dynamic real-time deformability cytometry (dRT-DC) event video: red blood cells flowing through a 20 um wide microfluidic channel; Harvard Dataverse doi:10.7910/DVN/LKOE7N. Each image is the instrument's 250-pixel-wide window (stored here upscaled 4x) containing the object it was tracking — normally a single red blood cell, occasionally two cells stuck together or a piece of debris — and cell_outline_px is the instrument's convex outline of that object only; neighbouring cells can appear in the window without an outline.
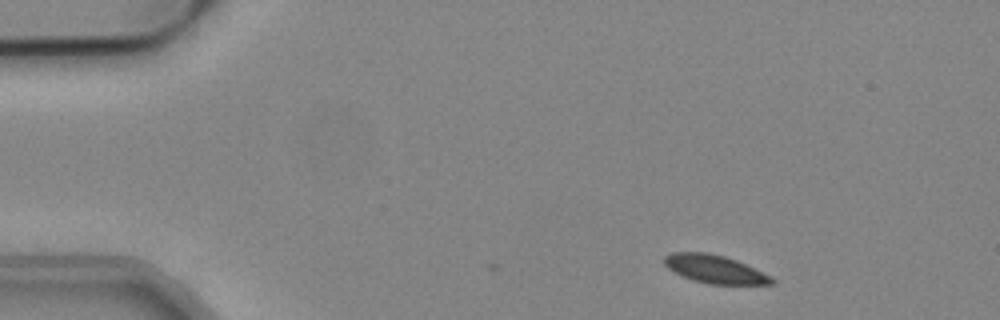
{"species": "common noctule bat (a hibernating species)", "species_latin": "Nyctalus noctula", "temperature_condition": "cold", "stored_images_in_passage": 35, "camera_frame_rate_fps": 3000, "um_per_image_px": 0.085, "animal": {"sex": "male", "body_mass_g": 19.2, "forearm_length_mm": 51.8}, "frame": {"image": 1, "passage_image": 1, "time_ms": 0.0, "image_size_px": [1000, 320], "cell_outline_px": [[776, 284], [708, 284], [692, 280], [668, 268], [664, 264], [664, 256], [676, 252], [708, 252], [724, 256], [736, 260], [776, 280]], "centroid_in_image_um": [60.73, 22.87], "position_along_channel_um": 24.3, "area_um2": 17.28}}
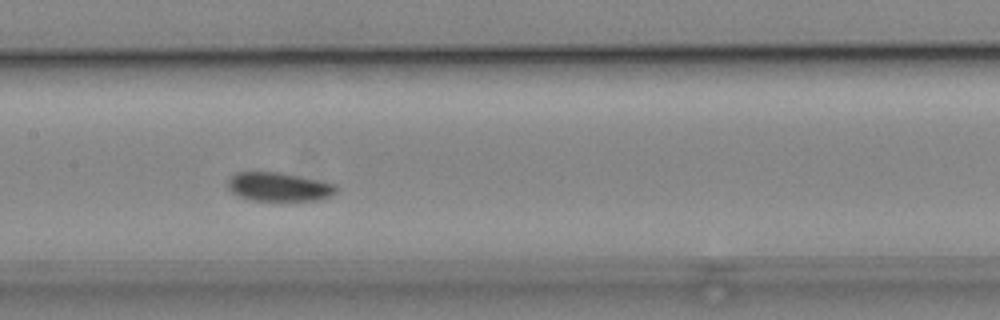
{"frame": {"image": 2, "passage_image": 20, "time_ms": 6.333, "image_size_px": [1000, 320], "cell_outline_px": [[336, 192], [332, 196], [320, 200], [252, 200], [240, 196], [232, 192], [228, 188], [228, 180], [236, 172], [280, 172], [320, 180], [336, 184]], "centroid_in_image_um": [23.74, 15.87], "position_along_channel_um": 183.7, "area_um2": 18.15}}
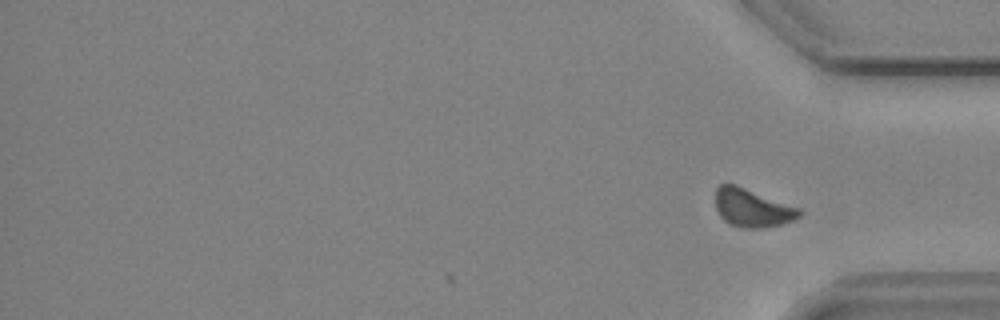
{"frame": {"image": 3, "passage_image": 35, "time_ms": 11.333, "image_size_px": [1000, 320], "cell_outline_px": [[804, 212], [800, 216], [792, 220], [780, 224], [764, 228], [740, 228], [728, 224], [720, 216], [716, 208], [716, 188], [720, 184], [736, 184], [800, 208]], "centroid_in_image_um": [63.94, 17.68], "position_along_channel_um": 371.3, "area_um2": 18.79}, "authors_computed_cell_mechanics": {"area_um2": 18.7272, "velocity_mm_per_s": 3.7845, "shape_relaxation_time_tau1_ms": 1.6745, "shape_relaxation_time_tau2_ms": null, "deformation_change_tau1": 0.0423, "deformation_change_tau2": null}}